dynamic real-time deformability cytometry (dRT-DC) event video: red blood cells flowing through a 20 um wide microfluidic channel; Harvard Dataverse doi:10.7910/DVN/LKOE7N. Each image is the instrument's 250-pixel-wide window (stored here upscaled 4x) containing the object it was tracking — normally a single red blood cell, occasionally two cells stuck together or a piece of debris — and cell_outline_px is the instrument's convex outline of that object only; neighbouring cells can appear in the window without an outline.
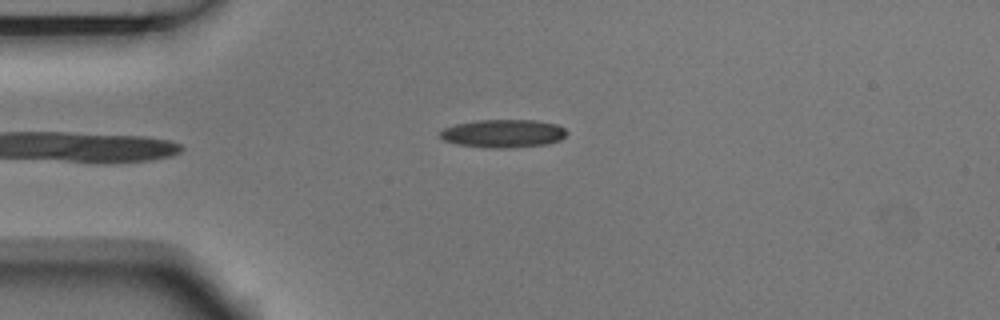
{"species": "Egyptian fruit bat (a non-hibernating species)", "species_latin": "Rousettus aegyptiacus", "temperature_condition": "room temperature", "stored_images_in_passage": 5, "camera_frame_rate_fps": 3000, "um_per_image_px": 0.085, "animal": {"sex": "male"}, "frame": {"image": 1, "passage_image": 5, "time_ms": 1.333, "image_size_px": [1000, 320], "cell_outline_px": [[568, 132], [560, 140], [548, 144], [508, 148], [488, 148], [456, 144], [444, 140], [436, 136], [436, 132], [444, 128], [456, 124], [476, 120], [536, 120], [556, 124], [564, 128]], "centroid_in_image_um": [42.72, 11.35], "position_along_channel_um": 42.3, "area_um2": 21.04}}